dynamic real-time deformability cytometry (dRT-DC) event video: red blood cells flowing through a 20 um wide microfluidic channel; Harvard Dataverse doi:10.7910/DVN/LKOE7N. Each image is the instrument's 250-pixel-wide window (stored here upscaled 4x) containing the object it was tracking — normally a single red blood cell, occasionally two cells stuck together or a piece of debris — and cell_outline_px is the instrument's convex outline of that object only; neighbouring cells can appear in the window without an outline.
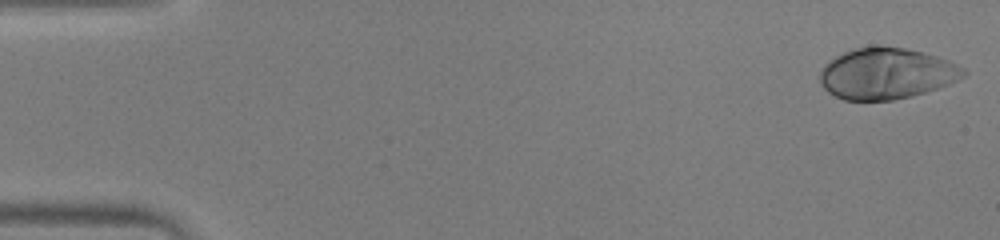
{"species": "human", "species_latin": "Homo sapiens", "temperature_condition": "warm", "stored_images_in_passage": 51, "camera_frame_rate_fps": 3000, "um_per_image_px": 0.085, "donor": {"sex": "male"}, "frame": {"image": 1, "passage_image": 1, "time_ms": 0.0, "image_size_px": [1000, 240], "cell_outline_px": [[968, 72], [964, 76], [948, 84], [912, 96], [892, 100], [844, 100], [828, 92], [820, 84], [820, 72], [824, 64], [836, 56], [852, 48], [872, 44], [880, 44], [904, 48], [924, 52], [948, 60], [964, 68]], "centroid_in_image_um": [75.32, 6.22], "position_along_channel_um": 9.7, "area_um2": 43.12}}
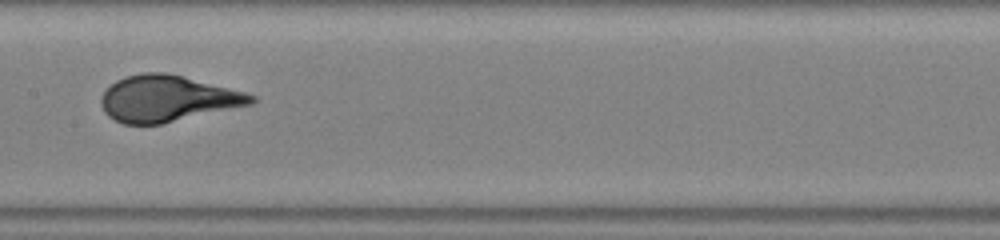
{"frame": {"image": 2, "passage_image": 26, "time_ms": 8.333, "image_size_px": [1000, 240], "cell_outline_px": [[256, 100], [252, 104], [160, 124], [124, 124], [108, 116], [104, 112], [100, 104], [100, 100], [104, 92], [116, 80], [128, 76], [144, 72], [164, 72], [244, 92], [256, 96]], "centroid_in_image_um": [14.19, 8.39], "position_along_channel_um": 193.2, "area_um2": 39.77}}
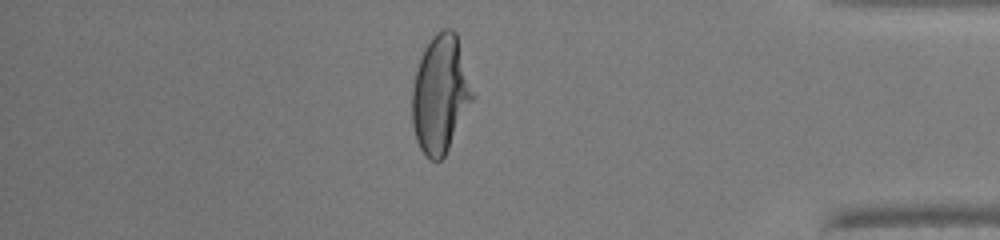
{"frame": {"image": 3, "passage_image": 44, "time_ms": 14.333, "image_size_px": [1000, 240], "cell_outline_px": [[476, 96], [444, 156], [440, 160], [432, 160], [420, 148], [416, 140], [412, 124], [412, 88], [416, 68], [420, 56], [424, 48], [432, 36], [440, 28], [452, 28], [456, 32]], "centroid_in_image_um": [37.44, 7.95], "position_along_channel_um": 397.8, "area_um2": 41.91}}